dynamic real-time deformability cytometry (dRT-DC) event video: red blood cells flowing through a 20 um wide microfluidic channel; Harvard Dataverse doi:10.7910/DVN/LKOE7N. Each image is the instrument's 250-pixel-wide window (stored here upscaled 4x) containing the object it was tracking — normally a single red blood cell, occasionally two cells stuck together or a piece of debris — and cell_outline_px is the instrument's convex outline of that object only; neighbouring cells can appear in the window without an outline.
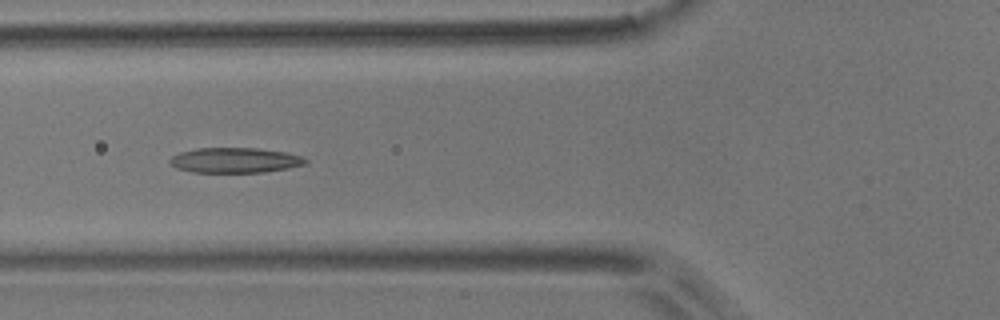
{"species": "common noctule bat (a hibernating species)", "species_latin": "Nyctalus noctula", "temperature_condition": "room temperature", "stored_images_in_passage": 7, "camera_frame_rate_fps": 3000, "um_per_image_px": 0.085, "animal": {"sex": "male", "body_mass_g": 17.9}, "frame": {"image": 1, "passage_image": 6, "time_ms": 6.0, "image_size_px": [1000, 320], "cell_outline_px": [[308, 160], [304, 164], [288, 168], [264, 172], [192, 172], [176, 168], [168, 160], [172, 156], [180, 152], [196, 148], [256, 148], [284, 152], [300, 156]], "centroid_in_image_um": [19.93, 13.62], "position_along_channel_um": 105.9, "area_um2": 19.71}}
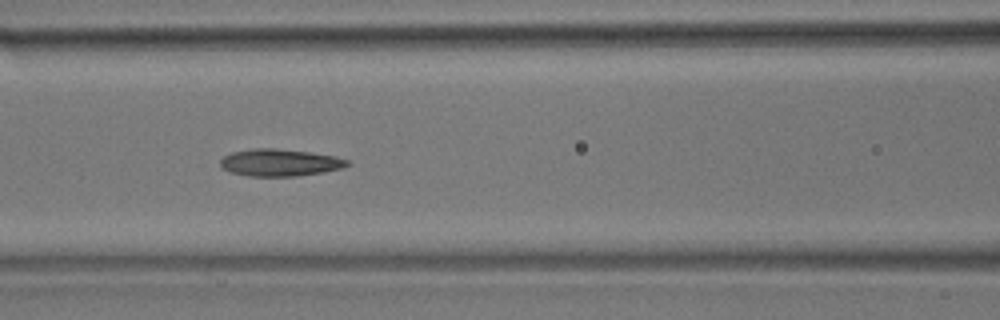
{"frame": {"image": 2, "passage_image": 7, "time_ms": 7.0, "image_size_px": [1000, 320], "cell_outline_px": [[352, 164], [344, 168], [324, 172], [296, 176], [248, 176], [232, 172], [220, 168], [220, 160], [224, 156], [232, 152], [252, 148], [276, 148], [308, 152], [336, 156], [348, 160]], "centroid_in_image_um": [23.8, 13.82], "position_along_channel_um": 142.8, "area_um2": 20.23}}